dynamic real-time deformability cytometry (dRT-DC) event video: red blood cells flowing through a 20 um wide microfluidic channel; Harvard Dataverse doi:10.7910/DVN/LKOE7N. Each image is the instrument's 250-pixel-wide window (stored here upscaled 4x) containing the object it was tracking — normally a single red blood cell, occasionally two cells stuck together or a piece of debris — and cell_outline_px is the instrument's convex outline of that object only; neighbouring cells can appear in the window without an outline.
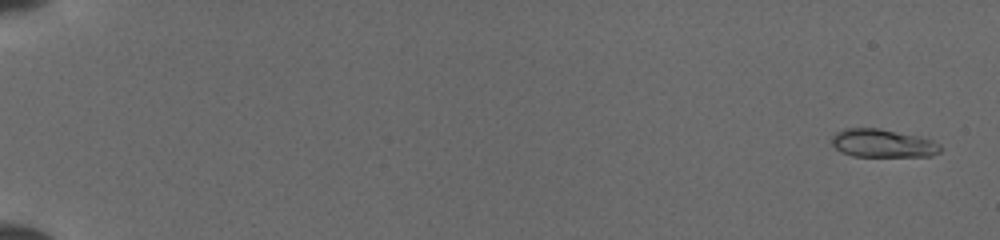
{"species": "common noctule bat (a hibernating species)", "species_latin": "Nyctalus noctula", "temperature_condition": "cold", "stored_images_in_passage": 51, "camera_frame_rate_fps": 3000, "um_per_image_px": 0.085, "animal": {"sex": "female", "body_mass_g": 19.5, "forearm_length_mm": 54.1}, "frame": {"image": 1, "passage_image": 2, "time_ms": 0.333, "image_size_px": [1000, 240], "cell_outline_px": [[944, 148], [940, 152], [932, 156], [852, 156], [840, 152], [832, 144], [832, 136], [836, 132], [844, 128], [880, 128], [920, 136], [932, 140], [940, 144]], "centroid_in_image_um": [75.06, 12.18], "position_along_channel_um": 9.9, "area_um2": 18.09}}
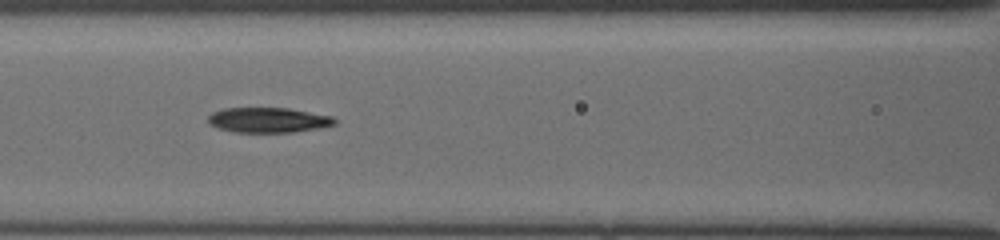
{"frame": {"image": 2, "passage_image": 25, "time_ms": 8.0, "image_size_px": [1000, 240], "cell_outline_px": [[336, 124], [320, 128], [292, 132], [236, 132], [216, 128], [208, 124], [208, 116], [212, 112], [224, 108], [288, 108], [332, 116], [336, 120]], "centroid_in_image_um": [22.78, 10.2], "position_along_channel_um": 143.8, "area_um2": 18.55}}
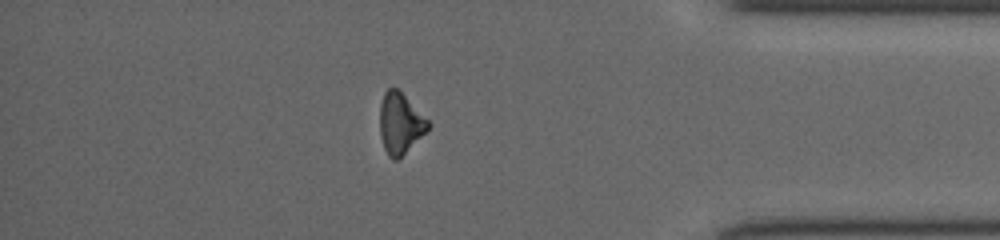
{"frame": {"image": 3, "passage_image": 45, "time_ms": 14.667, "image_size_px": [1000, 240], "cell_outline_px": [[432, 124], [396, 160], [392, 160], [388, 156], [384, 148], [380, 136], [380, 104], [384, 92], [388, 88], [396, 88]], "centroid_in_image_um": [33.97, 10.48], "position_along_channel_um": 401.2, "area_um2": 16.53}}